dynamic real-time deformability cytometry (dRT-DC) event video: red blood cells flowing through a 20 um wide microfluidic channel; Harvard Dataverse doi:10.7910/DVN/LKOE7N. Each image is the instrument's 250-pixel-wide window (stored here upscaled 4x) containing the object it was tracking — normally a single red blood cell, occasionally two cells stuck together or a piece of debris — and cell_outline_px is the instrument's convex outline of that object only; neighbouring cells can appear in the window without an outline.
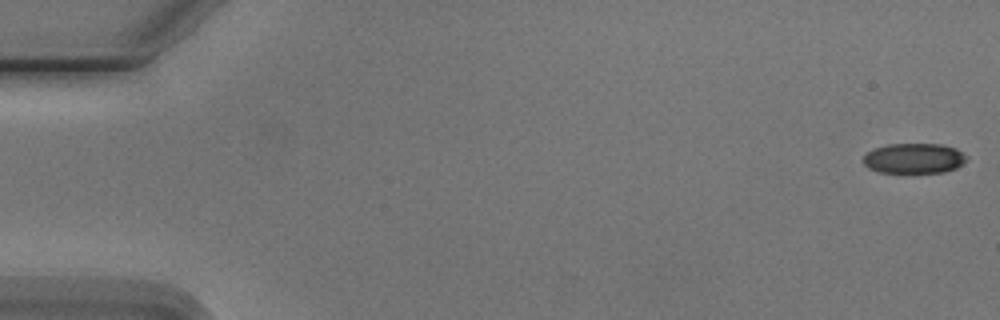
{"species": "Egyptian fruit bat (a non-hibernating species)", "species_latin": "Rousettus aegyptiacus", "temperature_condition": "cold", "stored_images_in_passage": 8, "camera_frame_rate_fps": 3000, "um_per_image_px": 0.085, "animal": {"sex": "male"}, "frame": {"image": 1, "passage_image": 1, "time_ms": 0.0, "image_size_px": [1000, 320], "cell_outline_px": [[968, 160], [956, 168], [944, 172], [880, 172], [868, 168], [860, 160], [872, 148], [888, 144], [944, 144], [956, 148], [968, 156]], "centroid_in_image_um": [77.69, 13.45], "position_along_channel_um": 7.3, "area_um2": 18.38}}
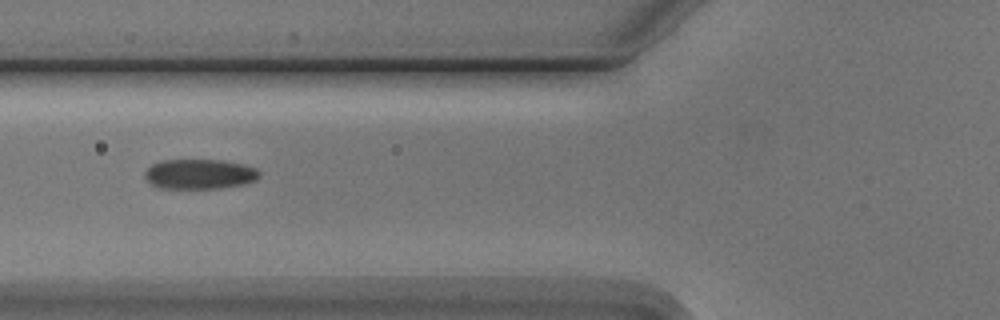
{"frame": {"image": 2, "passage_image": 6, "time_ms": 6.667, "image_size_px": [1000, 320], "cell_outline_px": [[260, 176], [256, 180], [244, 184], [220, 188], [160, 188], [152, 184], [144, 176], [144, 172], [152, 164], [160, 160], [224, 160], [244, 164], [256, 168], [260, 172]], "centroid_in_image_um": [16.99, 14.79], "position_along_channel_um": 108.8, "area_um2": 20.06}}
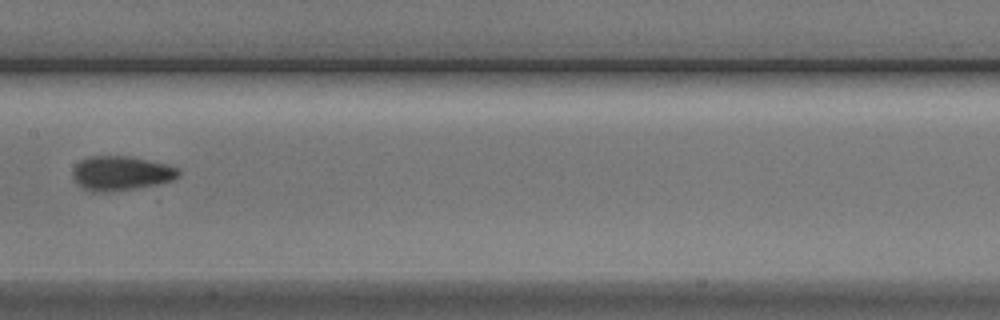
{"frame": {"image": 3, "passage_image": 8, "time_ms": 9.0, "image_size_px": [1000, 320], "cell_outline_px": [[180, 176], [176, 180], [160, 184], [112, 192], [92, 192], [76, 184], [72, 176], [72, 168], [80, 160], [88, 156], [128, 156], [168, 164], [180, 168]], "centroid_in_image_um": [10.31, 14.73], "position_along_channel_um": 197.1, "area_um2": 21.73}}